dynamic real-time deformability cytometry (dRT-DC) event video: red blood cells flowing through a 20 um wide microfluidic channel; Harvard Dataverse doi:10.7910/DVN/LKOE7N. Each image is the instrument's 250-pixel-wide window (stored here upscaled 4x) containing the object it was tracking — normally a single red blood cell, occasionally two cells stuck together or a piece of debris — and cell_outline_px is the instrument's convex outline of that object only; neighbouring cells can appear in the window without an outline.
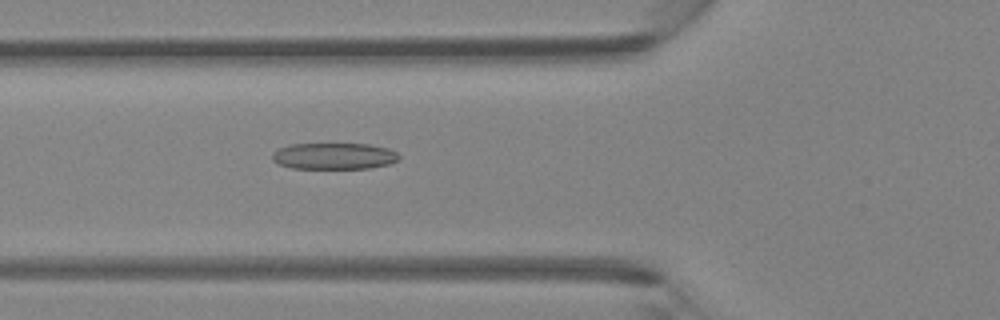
{"species": "Egyptian fruit bat (a non-hibernating species)", "species_latin": "Rousettus aegyptiacus", "temperature_condition": "room temperature", "stored_images_in_passage": 42, "camera_frame_rate_fps": 3000, "um_per_image_px": 0.085, "animal": {"sex": "female"}, "frame": {"image": 1, "passage_image": 17, "time_ms": 5.333, "image_size_px": [1000, 320], "cell_outline_px": [[400, 160], [388, 164], [368, 168], [292, 168], [280, 164], [272, 160], [272, 152], [280, 148], [292, 144], [368, 144], [388, 148], [396, 152], [400, 156]], "centroid_in_image_um": [28.41, 13.26], "position_along_channel_um": 97.4, "area_um2": 19.42}}
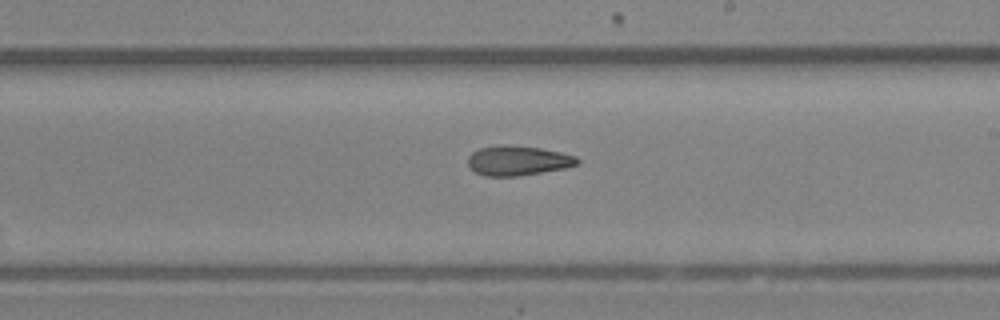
{"frame": {"image": 2, "passage_image": 27, "time_ms": 8.667, "image_size_px": [1000, 320], "cell_outline_px": [[580, 164], [564, 168], [520, 176], [484, 176], [476, 172], [468, 164], [468, 156], [472, 152], [480, 148], [540, 148], [560, 152], [576, 156], [580, 160]], "centroid_in_image_um": [44.08, 13.71], "position_along_channel_um": 244.9, "area_um2": 18.09}}
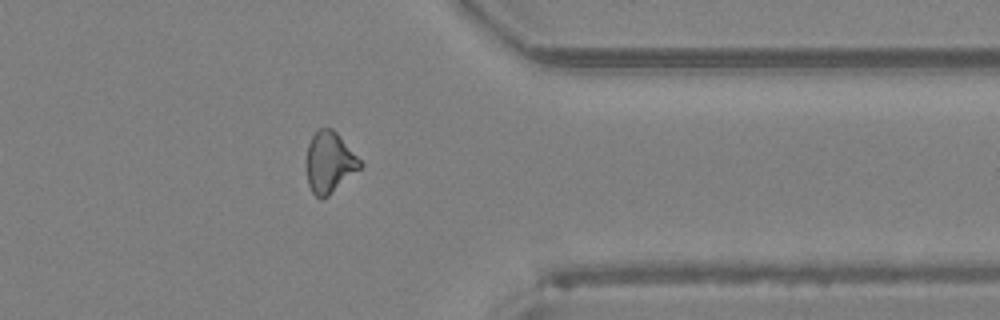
{"frame": {"image": 3, "passage_image": 37, "time_ms": 12.0, "image_size_px": [1000, 320], "cell_outline_px": [[364, 164], [360, 168], [328, 196], [316, 196], [312, 192], [308, 184], [304, 164], [304, 160], [308, 144], [312, 136], [320, 128], [332, 128], [336, 132]], "centroid_in_image_um": [27.96, 13.78], "position_along_channel_um": 383.4, "area_um2": 19.07}}